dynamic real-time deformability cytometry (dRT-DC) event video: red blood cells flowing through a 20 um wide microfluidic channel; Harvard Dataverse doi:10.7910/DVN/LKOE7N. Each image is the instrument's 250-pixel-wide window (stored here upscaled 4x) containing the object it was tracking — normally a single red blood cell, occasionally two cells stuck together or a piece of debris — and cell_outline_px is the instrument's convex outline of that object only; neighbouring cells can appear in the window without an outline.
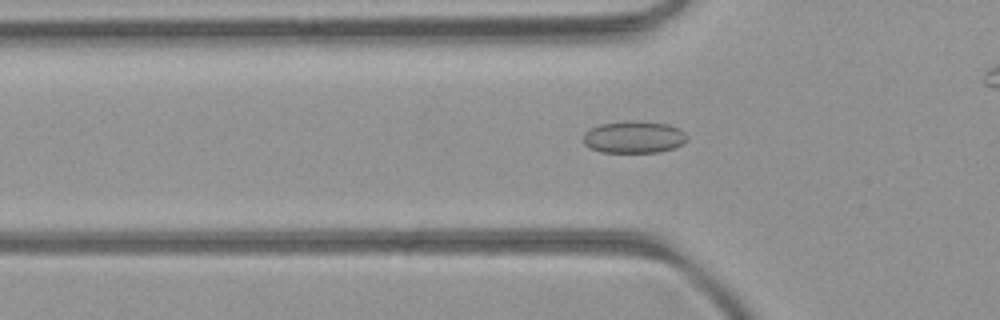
{"species": "common noctule bat (a hibernating species)", "species_latin": "Nyctalus noctula", "temperature_condition": "room temperature", "stored_images_in_passage": 39, "camera_frame_rate_fps": 3000, "um_per_image_px": 0.085, "animal": {"sex": "female", "body_mass_g": 21.9}, "frame": {"image": 1, "passage_image": 14, "time_ms": 4.333, "image_size_px": [1000, 320], "cell_outline_px": [[688, 140], [672, 148], [660, 152], [600, 152], [584, 144], [584, 132], [600, 124], [628, 120], [636, 120], [668, 124], [680, 128], [688, 136]], "centroid_in_image_um": [53.9, 11.64], "position_along_channel_um": 71.9, "area_um2": 19.48}}
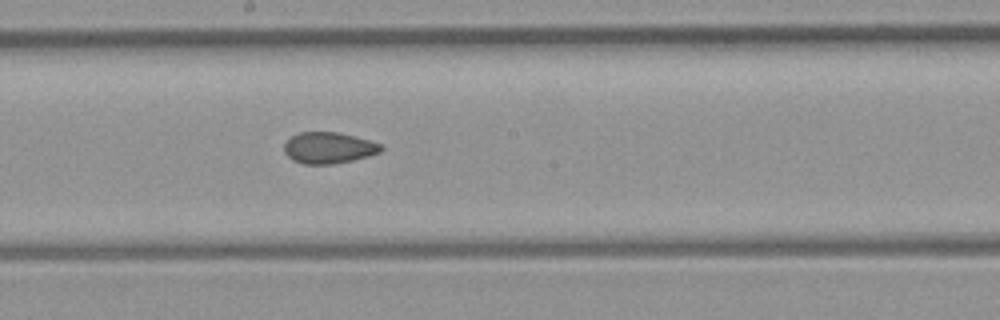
{"frame": {"image": 2, "passage_image": 25, "time_ms": 8.0, "image_size_px": [1000, 320], "cell_outline_px": [[384, 148], [380, 152], [368, 156], [352, 160], [332, 164], [304, 164], [292, 160], [284, 152], [284, 144], [292, 136], [300, 132], [336, 132], [368, 140], [380, 144]], "centroid_in_image_um": [27.91, 12.57], "position_along_channel_um": 220.3, "area_um2": 17.46}}
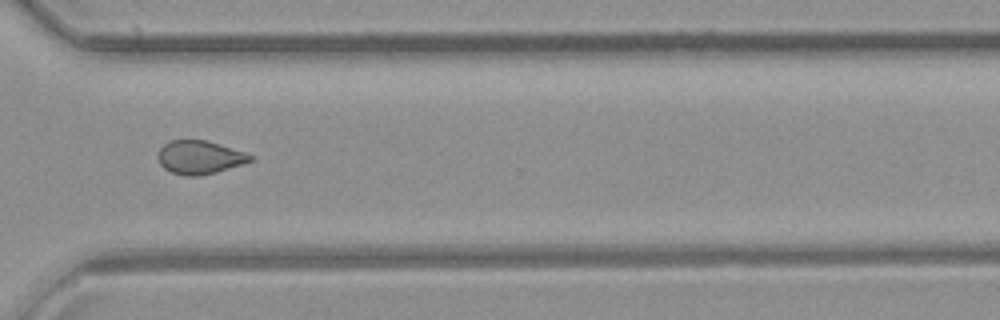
{"frame": {"image": 3, "passage_image": 35, "time_ms": 11.333, "image_size_px": [1000, 320], "cell_outline_px": [[252, 160], [216, 172], [200, 176], [184, 176], [172, 172], [164, 168], [160, 164], [156, 156], [160, 148], [164, 144], [172, 140], [208, 140], [244, 152], [252, 156]], "centroid_in_image_um": [16.91, 13.37], "position_along_channel_um": 353.7, "area_um2": 17.86}}